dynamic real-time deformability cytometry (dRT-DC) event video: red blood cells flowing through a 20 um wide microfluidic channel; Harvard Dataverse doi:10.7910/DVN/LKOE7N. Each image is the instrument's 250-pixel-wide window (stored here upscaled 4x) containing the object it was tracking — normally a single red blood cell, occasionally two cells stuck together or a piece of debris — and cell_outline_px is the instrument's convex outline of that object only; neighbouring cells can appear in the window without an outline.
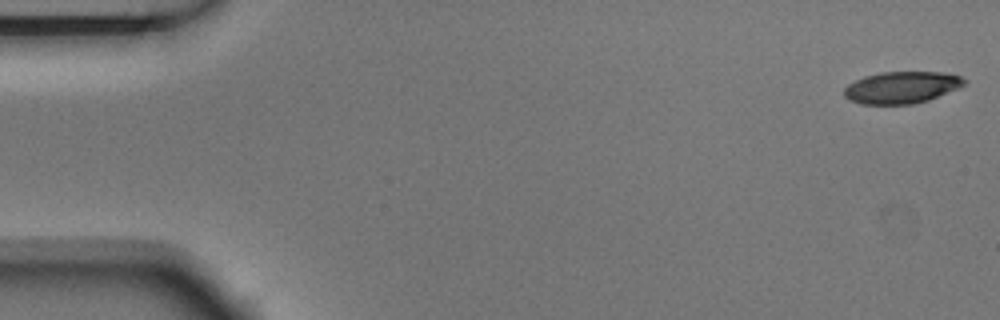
{"species": "Egyptian fruit bat (a non-hibernating species)", "species_latin": "Rousettus aegyptiacus", "temperature_condition": "room temperature", "stored_images_in_passage": 4, "camera_frame_rate_fps": 3000, "um_per_image_px": 0.085, "animal": {"sex": "male"}, "frame": {"image": 1, "passage_image": 1, "time_ms": 0.0, "image_size_px": [1000, 320], "cell_outline_px": [[968, 84], [928, 100], [912, 104], [860, 104], [848, 100], [844, 96], [844, 88], [848, 84], [864, 76], [880, 72], [944, 72], [960, 76], [968, 80]], "centroid_in_image_um": [76.65, 7.43], "position_along_channel_um": 8.4, "area_um2": 22.48}}